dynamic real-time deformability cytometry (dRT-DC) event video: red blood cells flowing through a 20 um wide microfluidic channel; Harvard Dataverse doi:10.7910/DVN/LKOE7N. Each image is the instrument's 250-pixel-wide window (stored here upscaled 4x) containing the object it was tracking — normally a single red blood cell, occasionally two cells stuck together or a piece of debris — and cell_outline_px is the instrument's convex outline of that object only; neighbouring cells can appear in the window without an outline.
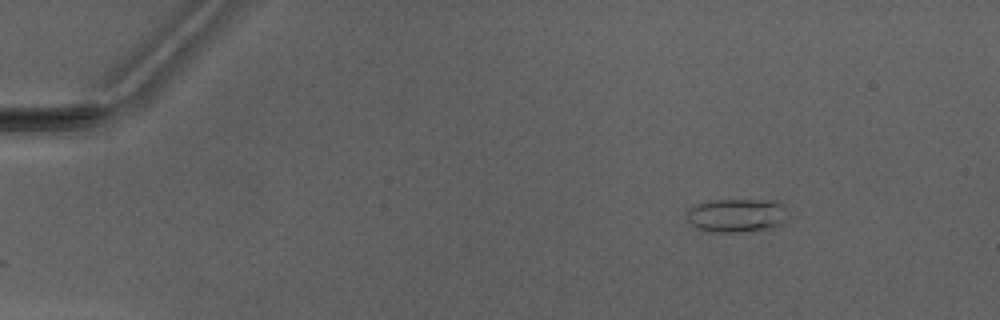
{"species": "Egyptian fruit bat (a non-hibernating species)", "species_latin": "Rousettus aegyptiacus", "temperature_condition": "warm", "stored_images_in_passage": 5, "camera_frame_rate_fps": 3000, "um_per_image_px": 0.085, "animal": {"sex": "male"}, "frame": {"image": 1, "passage_image": 5, "time_ms": 5.667, "image_size_px": [1000, 320], "cell_outline_px": [[784, 220], [780, 224], [768, 228], [736, 232], [720, 232], [700, 228], [692, 224], [684, 216], [688, 208], [696, 204], [708, 200], [780, 200], [784, 204]], "centroid_in_image_um": [62.57, 18.27], "position_along_channel_um": 22.4, "area_um2": 19.59}}